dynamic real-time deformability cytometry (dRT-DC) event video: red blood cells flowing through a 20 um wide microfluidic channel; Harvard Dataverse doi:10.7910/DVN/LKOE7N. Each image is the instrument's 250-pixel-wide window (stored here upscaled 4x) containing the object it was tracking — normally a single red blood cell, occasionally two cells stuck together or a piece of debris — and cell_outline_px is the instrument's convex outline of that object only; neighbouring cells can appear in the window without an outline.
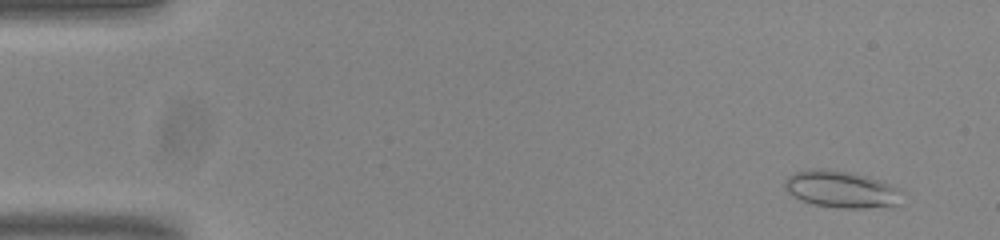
{"species": "common noctule bat (a hibernating species)", "species_latin": "Nyctalus noctula", "temperature_condition": "room temperature", "stored_images_in_passage": 54, "camera_frame_rate_fps": 3000, "um_per_image_px": 0.085, "animal": {"sex": "male", "body_mass_g": 20.0, "forearm_length_mm": 53.3}, "frame": {"image": 1, "passage_image": 4, "time_ms": 1.0, "image_size_px": [1000, 240], "cell_outline_px": [[904, 204], [868, 208], [844, 208], [812, 204], [800, 200], [788, 192], [784, 188], [784, 180], [788, 176], [796, 172], [808, 168], [828, 168], [852, 172], [868, 176], [880, 180], [900, 188]], "centroid_in_image_um": [71.53, 16.08], "position_along_channel_um": 13.5, "area_um2": 25.78}}
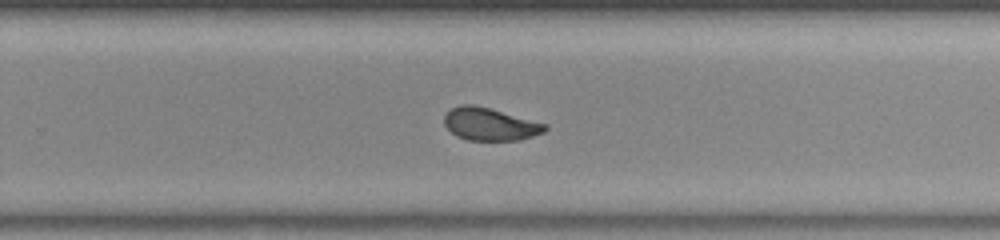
{"frame": {"image": 2, "passage_image": 35, "time_ms": 11.333, "image_size_px": [1000, 240], "cell_outline_px": [[548, 128], [544, 132], [520, 140], [468, 140], [456, 136], [444, 124], [444, 116], [452, 108], [460, 104], [472, 104], [488, 108], [548, 124]], "centroid_in_image_um": [41.65, 10.56], "position_along_channel_um": 288.1, "area_um2": 19.02}}
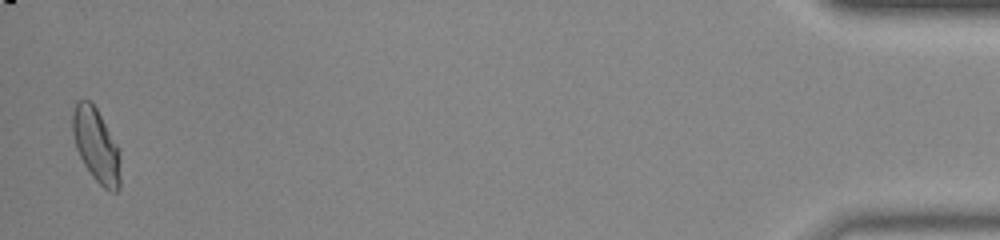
{"frame": {"image": 3, "passage_image": 53, "time_ms": 17.333, "image_size_px": [1000, 240], "cell_outline_px": [[120, 188], [116, 192], [112, 192], [104, 188], [92, 176], [84, 164], [76, 148], [72, 132], [72, 112], [76, 104], [80, 100], [88, 100], [96, 108], [120, 148]], "centroid_in_image_um": [8.2, 12.38], "position_along_channel_um": 427.0, "area_um2": 20.63}, "authors_computed_cell_mechanics": {"area_um2": 19.8254, "velocity_mm_per_s": 3.8213, "shape_relaxation_time_tau1_ms": null, "shape_relaxation_time_tau2_ms": 0.9642, "deformation_change_tau1": null, "deformation_change_tau2": 0.0444}}